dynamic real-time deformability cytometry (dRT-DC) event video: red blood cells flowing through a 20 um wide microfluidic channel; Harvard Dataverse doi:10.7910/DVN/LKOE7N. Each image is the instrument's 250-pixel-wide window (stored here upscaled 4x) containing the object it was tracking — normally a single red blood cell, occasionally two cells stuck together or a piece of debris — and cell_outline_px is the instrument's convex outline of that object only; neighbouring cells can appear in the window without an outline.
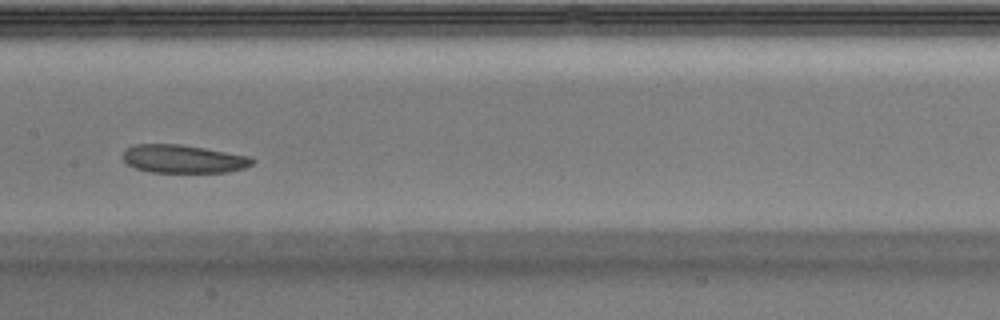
{"species": "Egyptian fruit bat (a non-hibernating species)", "species_latin": "Rousettus aegyptiacus", "temperature_condition": "warm", "stored_images_in_passage": 40, "camera_frame_rate_fps": 3000, "um_per_image_px": 0.085, "animal": {"sex": "male"}, "frame": {"image": 1, "passage_image": 18, "time_ms": 5.667, "image_size_px": [1000, 320], "cell_outline_px": [[256, 160], [252, 164], [244, 168], [228, 172], [148, 172], [136, 168], [128, 164], [124, 160], [124, 148], [136, 144], [180, 144], [252, 156]], "centroid_in_image_um": [15.61, 13.5], "position_along_channel_um": 191.8, "area_um2": 21.33}}